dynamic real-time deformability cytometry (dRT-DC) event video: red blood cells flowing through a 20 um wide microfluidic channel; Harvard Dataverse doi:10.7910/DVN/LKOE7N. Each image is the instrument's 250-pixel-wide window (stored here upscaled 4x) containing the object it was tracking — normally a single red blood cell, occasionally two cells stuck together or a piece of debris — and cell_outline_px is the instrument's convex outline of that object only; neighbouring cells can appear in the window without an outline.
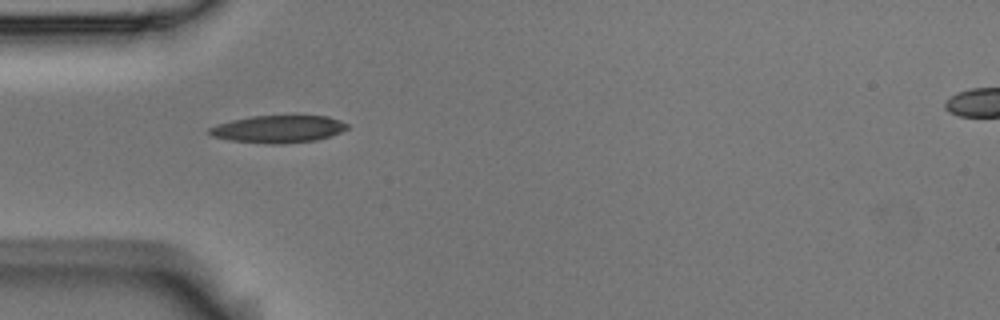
{"species": "Egyptian fruit bat (a non-hibernating species)", "species_latin": "Rousettus aegyptiacus", "temperature_condition": "room temperature", "stored_images_in_passage": 39, "camera_frame_rate_fps": 3000, "um_per_image_px": 0.085, "animal": {"sex": "male"}, "frame": {"image": 1, "passage_image": 1, "time_ms": 0.0, "image_size_px": [1000, 320], "cell_outline_px": [[348, 128], [340, 132], [316, 140], [280, 144], [268, 144], [232, 140], [212, 136], [208, 132], [208, 128], [216, 124], [232, 120], [252, 116], [328, 116], [340, 120], [348, 124]], "centroid_in_image_um": [23.64, 10.96], "position_along_channel_um": 61.4, "area_um2": 21.85}}
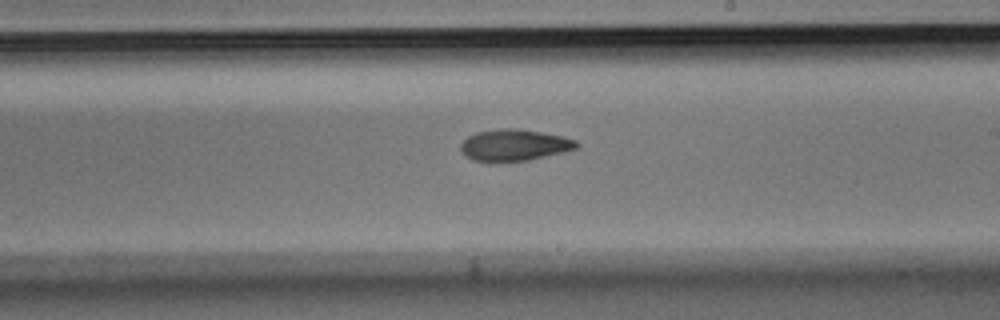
{"frame": {"image": 2, "passage_image": 16, "time_ms": 5.0, "image_size_px": [1000, 320], "cell_outline_px": [[580, 144], [576, 148], [564, 152], [528, 160], [472, 160], [460, 148], [460, 144], [468, 136], [476, 132], [500, 128], [520, 128], [564, 136], [576, 140]], "centroid_in_image_um": [43.76, 12.29], "position_along_channel_um": 245.2, "area_um2": 20.98}}
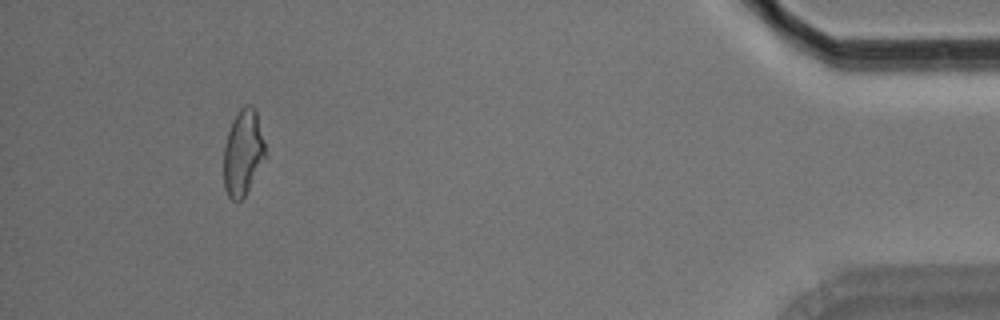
{"frame": {"image": 3, "passage_image": 35, "time_ms": 11.333, "image_size_px": [1000, 320], "cell_outline_px": [[264, 156], [244, 196], [240, 200], [232, 200], [228, 196], [224, 188], [224, 144], [232, 120], [240, 108], [244, 104], [252, 104], [256, 108], [264, 140]], "centroid_in_image_um": [20.63, 12.9], "position_along_channel_um": 414.6, "area_um2": 20.46}, "authors_computed_cell_mechanics": {"area_um2": 21.386, "velocity_mm_per_s": 3.7008, "shape_relaxation_time_tau1_ms": 7.7188, "shape_relaxation_time_tau2_ms": 3.5052, "deformation_change_tau1": 0.1848, "deformation_change_tau2": 0.1035}}